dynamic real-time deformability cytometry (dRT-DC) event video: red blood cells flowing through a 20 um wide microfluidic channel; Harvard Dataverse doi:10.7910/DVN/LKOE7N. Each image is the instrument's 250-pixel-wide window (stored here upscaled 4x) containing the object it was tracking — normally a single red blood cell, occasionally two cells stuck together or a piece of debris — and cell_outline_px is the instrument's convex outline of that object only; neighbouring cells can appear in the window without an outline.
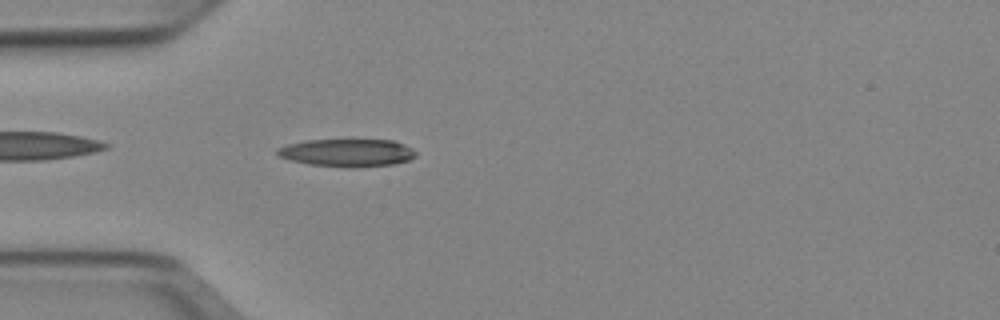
{"species": "Egyptian fruit bat (a non-hibernating species)", "species_latin": "Rousettus aegyptiacus", "temperature_condition": "cold", "stored_images_in_passage": 38, "camera_frame_rate_fps": 3000, "um_per_image_px": 0.085, "animal": {"sex": "female"}, "frame": {"image": 1, "passage_image": 2, "time_ms": 0.333, "image_size_px": [1000, 320], "cell_outline_px": [[416, 156], [408, 160], [392, 164], [308, 164], [292, 160], [280, 156], [276, 152], [276, 148], [288, 144], [304, 140], [392, 140], [404, 144], [412, 148], [416, 152]], "centroid_in_image_um": [29.5, 12.92], "position_along_channel_um": 55.5, "area_um2": 21.1}}
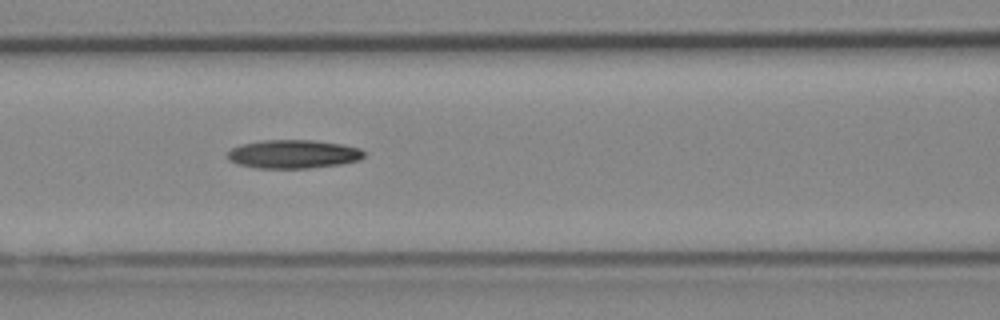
{"frame": {"image": 2, "passage_image": 9, "time_ms": 2.667, "image_size_px": [1000, 320], "cell_outline_px": [[364, 156], [360, 160], [340, 164], [308, 168], [256, 168], [236, 164], [228, 160], [228, 152], [232, 148], [240, 144], [264, 140], [316, 140], [340, 144], [360, 148], [364, 152]], "centroid_in_image_um": [24.91, 13.1], "position_along_channel_um": 141.7, "area_um2": 22.77}}
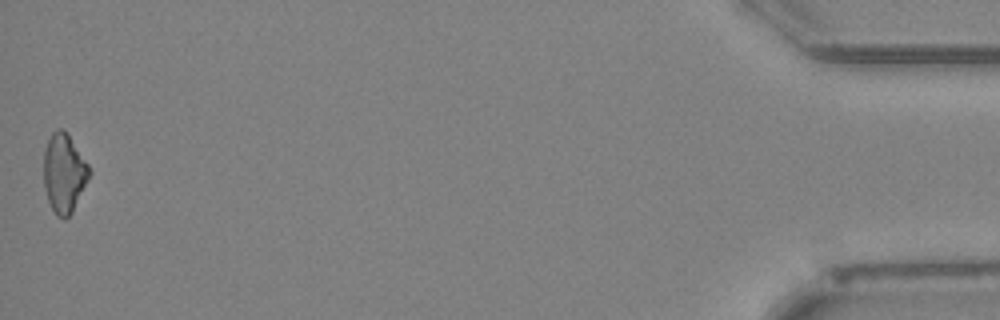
{"frame": {"image": 3, "passage_image": 38, "time_ms": 12.333, "image_size_px": [1000, 320], "cell_outline_px": [[92, 172], [72, 212], [64, 220], [56, 216], [48, 200], [44, 188], [44, 152], [48, 140], [52, 132], [56, 128], [64, 128], [88, 164]], "centroid_in_image_um": [5.44, 14.71], "position_along_channel_um": 429.8, "area_um2": 20.98}, "authors_computed_cell_mechanics": {"area_um2": 21.6461, "velocity_mm_per_s": 3.9571, "shape_relaxation_time_tau1_ms": 11.3055, "shape_relaxation_time_tau2_ms": null, "deformation_change_tau1": 0.2124, "deformation_change_tau2": null}}